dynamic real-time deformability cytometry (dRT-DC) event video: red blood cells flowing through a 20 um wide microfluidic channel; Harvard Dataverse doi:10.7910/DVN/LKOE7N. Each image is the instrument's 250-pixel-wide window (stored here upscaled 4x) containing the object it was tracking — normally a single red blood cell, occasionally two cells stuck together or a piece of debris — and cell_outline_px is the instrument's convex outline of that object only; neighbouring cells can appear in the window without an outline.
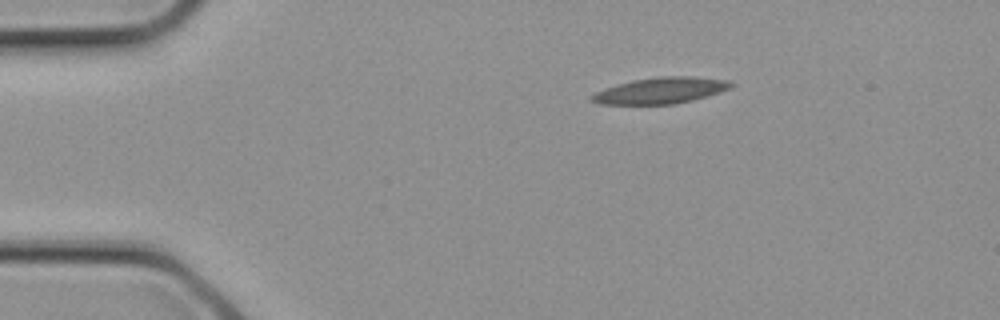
{"species": "common noctule bat (a hibernating species)", "species_latin": "Nyctalus noctula", "temperature_condition": "cold", "stored_images_in_passage": 2, "camera_frame_rate_fps": 3000, "um_per_image_px": 0.085, "animal": {"sex": "female", "body_mass_g": 21.9}, "frame": {"image": 1, "passage_image": 1, "time_ms": 0.0, "image_size_px": [1000, 320], "cell_outline_px": [[736, 84], [732, 88], [708, 96], [676, 104], [600, 104], [588, 100], [588, 96], [604, 88], [616, 84], [632, 80], [660, 76], [692, 76], [728, 80]], "centroid_in_image_um": [56.15, 7.69], "position_along_channel_um": 28.8, "area_um2": 21.56}}
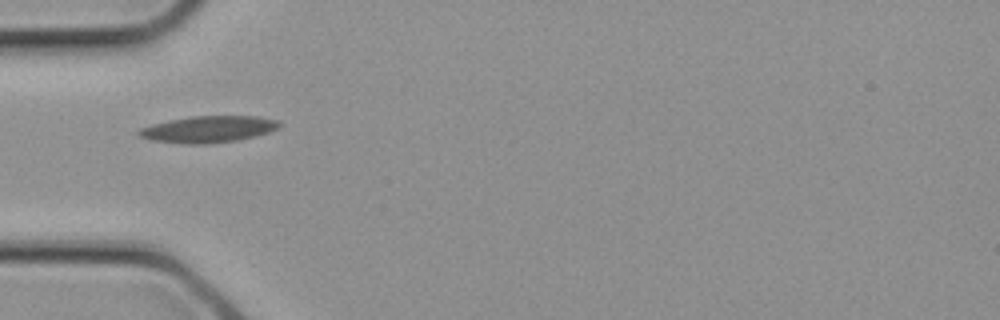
{"frame": {"image": 2, "passage_image": 2, "time_ms": 0.333, "image_size_px": [1000, 320], "cell_outline_px": [[280, 128], [256, 136], [236, 140], [208, 144], [184, 144], [152, 140], [140, 136], [136, 132], [140, 128], [152, 124], [168, 120], [192, 116], [256, 116], [276, 120], [280, 124]], "centroid_in_image_um": [17.69, 10.98], "position_along_channel_um": 67.3, "area_um2": 21.73}}